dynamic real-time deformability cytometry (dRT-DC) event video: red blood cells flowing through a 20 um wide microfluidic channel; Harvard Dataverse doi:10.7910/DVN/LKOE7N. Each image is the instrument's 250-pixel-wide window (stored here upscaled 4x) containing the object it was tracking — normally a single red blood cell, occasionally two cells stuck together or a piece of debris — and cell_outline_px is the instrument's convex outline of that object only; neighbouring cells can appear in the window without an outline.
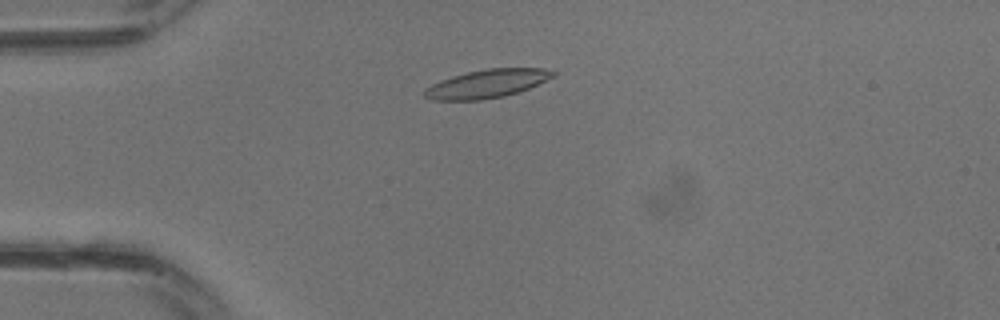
{"species": "common noctule bat (a hibernating species)", "species_latin": "Nyctalus noctula", "temperature_condition": "warm", "stored_images_in_passage": 19, "camera_frame_rate_fps": 3000, "um_per_image_px": 0.085, "animal": {"sex": "male", "body_mass_g": 13.3}, "frame": {"image": 1, "passage_image": 6, "time_ms": 1.667, "image_size_px": [1000, 320], "cell_outline_px": [[556, 72], [552, 76], [520, 92], [504, 96], [480, 100], [432, 100], [424, 96], [420, 92], [424, 88], [432, 84], [452, 76], [468, 72], [488, 68], [544, 68]], "centroid_in_image_um": [41.32, 7.12], "position_along_channel_um": 43.7, "area_um2": 21.1}}
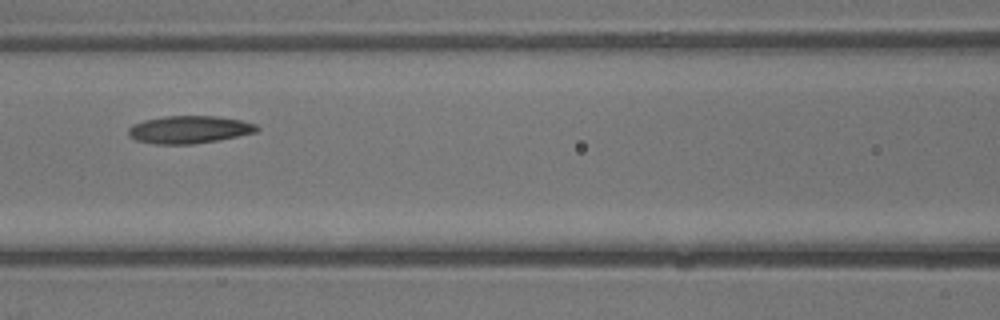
{"frame": {"image": 2, "passage_image": 12, "time_ms": 3.667, "image_size_px": [1000, 320], "cell_outline_px": [[260, 128], [256, 132], [216, 140], [192, 144], [152, 144], [136, 140], [128, 136], [128, 128], [132, 124], [144, 120], [164, 116], [216, 116], [240, 120], [256, 124]], "centroid_in_image_um": [16.03, 11.01], "position_along_channel_um": 150.6, "area_um2": 20.63}}
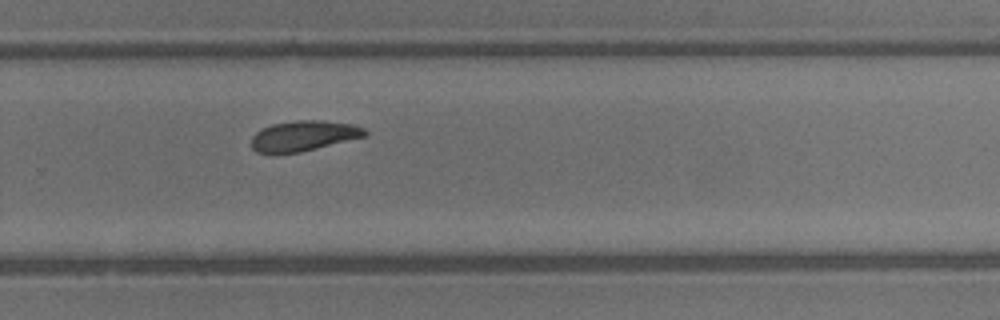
{"frame": {"image": 3, "passage_image": 19, "time_ms": 6.0, "image_size_px": [1000, 320], "cell_outline_px": [[368, 136], [300, 152], [276, 156], [272, 156], [256, 152], [252, 148], [252, 136], [256, 132], [272, 124], [296, 120], [324, 120], [352, 124], [364, 128], [368, 132]], "centroid_in_image_um": [25.79, 11.58], "position_along_channel_um": 304.0, "area_um2": 20.63}}